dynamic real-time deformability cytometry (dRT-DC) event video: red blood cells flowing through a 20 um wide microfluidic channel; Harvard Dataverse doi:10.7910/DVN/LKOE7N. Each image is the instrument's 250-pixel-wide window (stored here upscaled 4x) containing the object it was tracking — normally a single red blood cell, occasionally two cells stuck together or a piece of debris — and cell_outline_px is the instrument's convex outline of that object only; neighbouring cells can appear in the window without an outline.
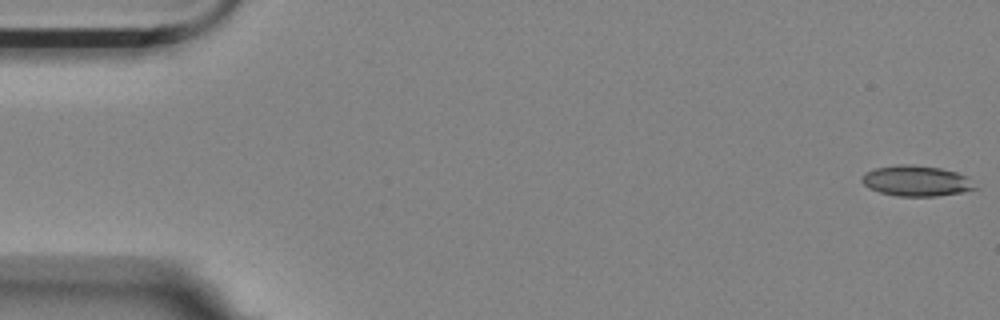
{"species": "Egyptian fruit bat (a non-hibernating species)", "species_latin": "Rousettus aegyptiacus", "temperature_condition": "room temperature", "stored_images_in_passage": 56, "camera_frame_rate_fps": 3000, "um_per_image_px": 0.085, "animal": {"sex": "female"}, "frame": {"image": 1, "passage_image": 1, "time_ms": 0.0, "image_size_px": [1000, 320], "cell_outline_px": [[980, 188], [960, 192], [936, 196], [896, 196], [880, 192], [868, 188], [860, 180], [864, 172], [876, 168], [900, 164], [912, 164], [940, 168], [956, 172], [968, 176]], "centroid_in_image_um": [77.9, 15.37], "position_along_channel_um": 7.1, "area_um2": 20.35}}
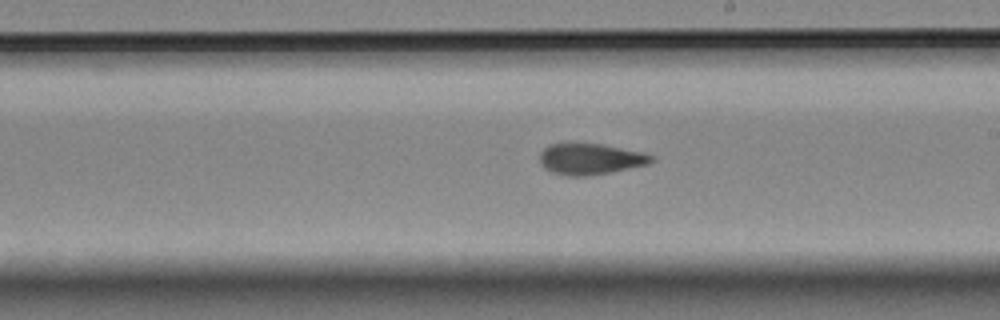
{"frame": {"image": 2, "passage_image": 32, "time_ms": 10.333, "image_size_px": [1000, 320], "cell_outline_px": [[656, 160], [648, 164], [608, 172], [584, 176], [568, 176], [552, 172], [544, 168], [540, 164], [540, 152], [548, 144], [568, 140], [600, 144], [640, 152], [656, 156]], "centroid_in_image_um": [50.1, 13.47], "position_along_channel_um": 238.9, "area_um2": 20.69}}
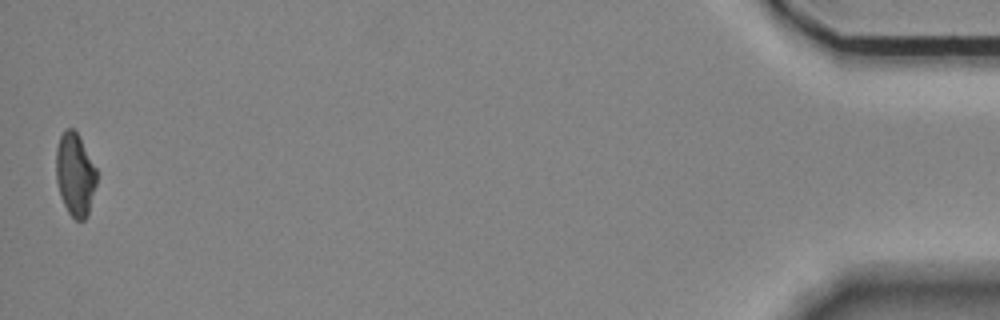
{"frame": {"image": 3, "passage_image": 56, "time_ms": 18.333, "image_size_px": [1000, 320], "cell_outline_px": [[96, 184], [88, 216], [84, 220], [76, 220], [68, 212], [60, 196], [56, 180], [56, 148], [60, 136], [64, 128], [72, 128], [80, 136], [96, 168]], "centroid_in_image_um": [6.37, 14.82], "position_along_channel_um": 428.8, "area_um2": 19.77}, "authors_computed_cell_mechanics": {"area_um2": 20.5768, "velocity_mm_per_s": 3.5244, "shape_relaxation_time_tau1_ms": null, "shape_relaxation_time_tau2_ms": 2.5796, "deformation_change_tau1": null, "deformation_change_tau2": 0.0967}}